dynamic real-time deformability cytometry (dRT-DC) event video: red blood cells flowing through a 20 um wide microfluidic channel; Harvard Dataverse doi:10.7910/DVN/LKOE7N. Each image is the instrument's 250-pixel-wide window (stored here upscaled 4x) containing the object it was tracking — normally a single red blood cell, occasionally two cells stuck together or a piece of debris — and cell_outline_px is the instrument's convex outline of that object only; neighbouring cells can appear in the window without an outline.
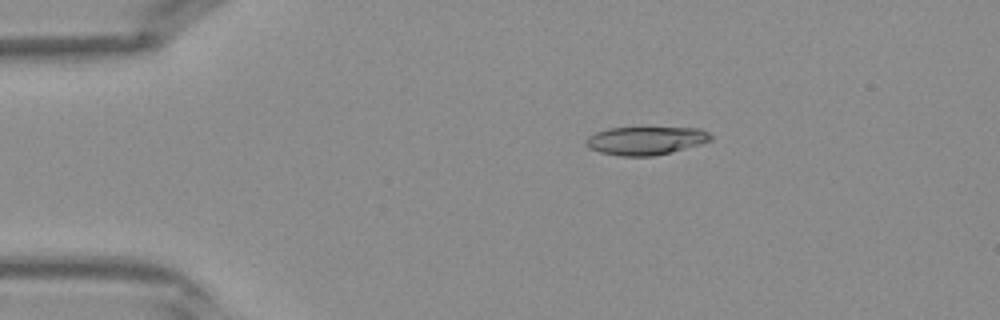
{"species": "Egyptian fruit bat (a non-hibernating species)", "species_latin": "Rousettus aegyptiacus", "temperature_condition": "warm", "stored_images_in_passage": 41, "camera_frame_rate_fps": 3000, "um_per_image_px": 0.085, "frame": {"image": 1, "passage_image": 8, "time_ms": 2.333, "image_size_px": [1000, 320], "cell_outline_px": [[712, 140], [700, 144], [656, 156], [620, 156], [600, 152], [588, 148], [584, 140], [588, 136], [596, 132], [608, 128], [700, 128], [708, 132], [712, 136]], "centroid_in_image_um": [54.87, 11.96], "position_along_channel_um": 30.1, "area_um2": 20.52}}
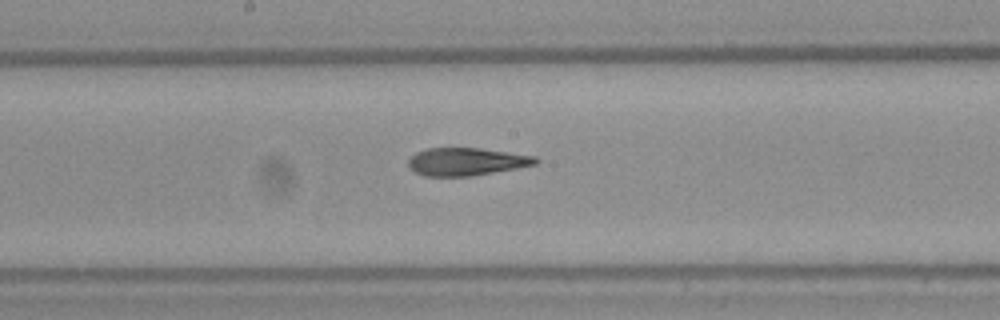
{"frame": {"image": 2, "passage_image": 22, "time_ms": 7.0, "image_size_px": [1000, 320], "cell_outline_px": [[540, 160], [536, 164], [516, 168], [472, 176], [424, 176], [416, 172], [408, 164], [408, 160], [416, 152], [428, 148], [480, 148], [536, 156]], "centroid_in_image_um": [39.66, 13.73], "position_along_channel_um": 208.5, "area_um2": 20.46}}
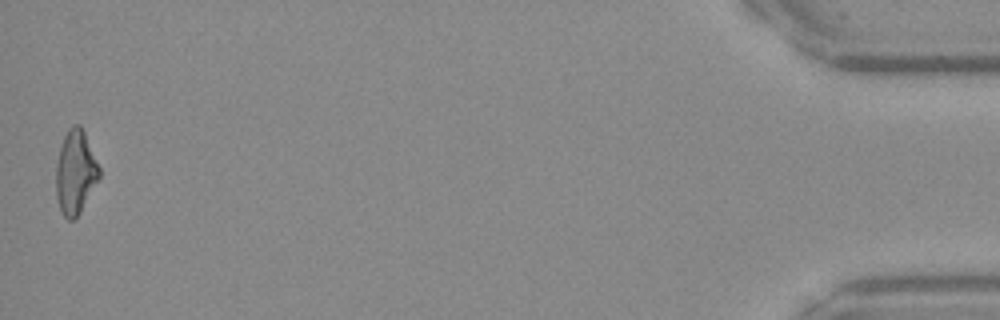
{"frame": {"image": 3, "passage_image": 41, "time_ms": 13.333, "image_size_px": [1000, 320], "cell_outline_px": [[100, 180], [80, 212], [72, 220], [68, 220], [60, 212], [56, 196], [56, 164], [60, 148], [64, 136], [68, 128], [72, 124], [80, 124], [84, 132], [100, 168]], "centroid_in_image_um": [6.41, 14.65], "position_along_channel_um": 428.8, "area_um2": 21.27}}